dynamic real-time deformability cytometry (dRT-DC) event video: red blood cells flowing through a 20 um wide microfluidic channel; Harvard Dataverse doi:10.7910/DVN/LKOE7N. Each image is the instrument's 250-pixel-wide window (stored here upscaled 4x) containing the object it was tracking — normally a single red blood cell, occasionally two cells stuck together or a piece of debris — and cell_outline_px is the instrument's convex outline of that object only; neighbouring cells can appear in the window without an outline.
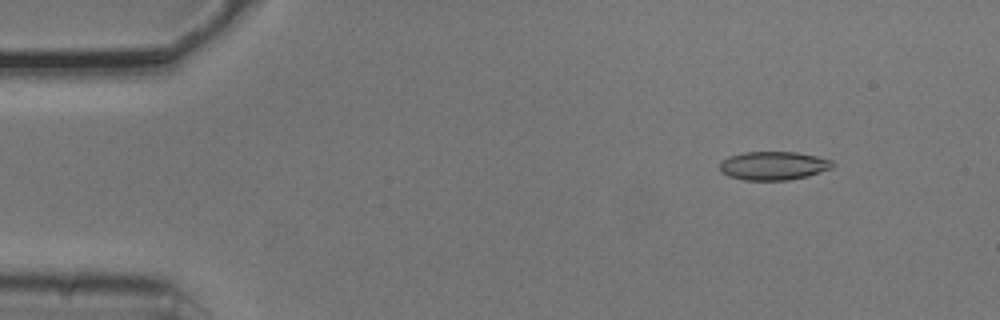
{"species": "common noctule bat (a hibernating species)", "species_latin": "Nyctalus noctula", "temperature_condition": "cold", "stored_images_in_passage": 4, "camera_frame_rate_fps": 3000, "um_per_image_px": 0.085, "animal": {"sex": "male", "body_mass_g": 20.5, "forearm_length_mm": 52.5}, "frame": {"image": 1, "passage_image": 2, "time_ms": 0.333, "image_size_px": [1000, 320], "cell_outline_px": [[832, 168], [808, 176], [788, 180], [744, 180], [728, 176], [720, 172], [720, 164], [724, 160], [732, 156], [744, 152], [796, 152], [816, 156], [832, 160]], "centroid_in_image_um": [65.74, 14.09], "position_along_channel_um": 19.3, "area_um2": 18.61}}